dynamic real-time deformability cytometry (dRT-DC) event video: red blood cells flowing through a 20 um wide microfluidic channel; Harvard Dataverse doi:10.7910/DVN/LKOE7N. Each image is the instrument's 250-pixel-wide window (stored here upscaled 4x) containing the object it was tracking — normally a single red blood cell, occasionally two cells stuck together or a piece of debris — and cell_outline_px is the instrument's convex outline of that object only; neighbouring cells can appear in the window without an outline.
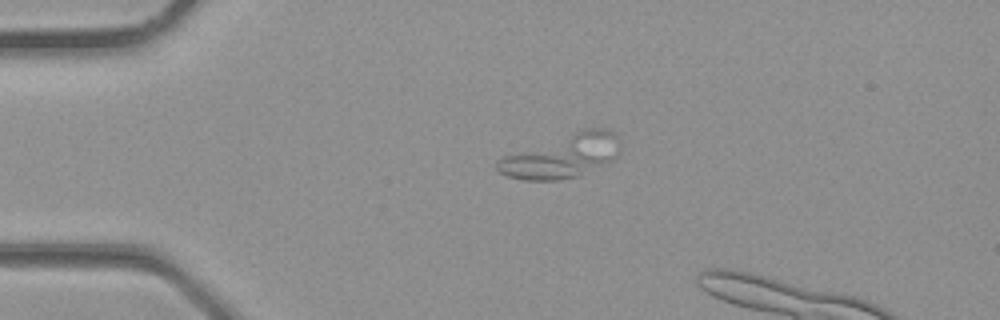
{"species": "common noctule bat (a hibernating species)", "species_latin": "Nyctalus noctula", "temperature_condition": "room temperature", "stored_images_in_passage": 3, "camera_frame_rate_fps": 3000, "um_per_image_px": 0.085, "animal": {"sex": "male", "body_mass_g": 23.1, "forearm_length_mm": 52.7}, "frame": {"image": 1, "passage_image": 3, "time_ms": 0.667, "image_size_px": [1000, 320], "cell_outline_px": [[620, 156], [580, 176], [556, 180], [524, 180], [508, 176], [500, 172], [496, 168], [496, 164], [504, 156], [584, 128], [608, 128], [616, 132], [620, 144]], "centroid_in_image_um": [47.86, 13.26], "position_along_channel_um": 37.1, "area_um2": 30.98}}